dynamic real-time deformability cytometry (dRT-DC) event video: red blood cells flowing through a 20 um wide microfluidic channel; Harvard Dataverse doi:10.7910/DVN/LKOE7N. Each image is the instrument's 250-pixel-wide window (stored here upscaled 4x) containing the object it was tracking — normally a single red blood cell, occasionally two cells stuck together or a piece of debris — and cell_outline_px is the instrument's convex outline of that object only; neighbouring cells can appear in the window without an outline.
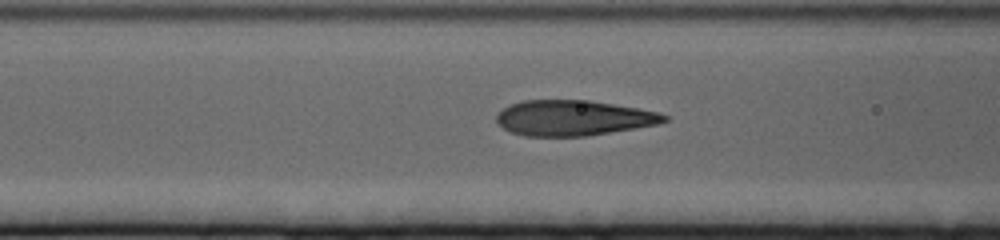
{"species": "human", "species_latin": "Homo sapiens", "temperature_condition": "cold", "stored_images_in_passage": 19, "camera_frame_rate_fps": 3000, "um_per_image_px": 0.085, "donor": {"sex": "female"}, "frame": {"image": 1, "passage_image": 17, "time_ms": 5.333, "image_size_px": [1000, 240], "cell_outline_px": [[668, 120], [656, 124], [636, 128], [584, 136], [524, 136], [512, 132], [504, 128], [496, 120], [496, 112], [512, 104], [524, 100], [588, 100], [660, 112], [668, 116]], "centroid_in_image_um": [48.72, 10.02], "position_along_channel_um": 117.9, "area_um2": 34.33}}